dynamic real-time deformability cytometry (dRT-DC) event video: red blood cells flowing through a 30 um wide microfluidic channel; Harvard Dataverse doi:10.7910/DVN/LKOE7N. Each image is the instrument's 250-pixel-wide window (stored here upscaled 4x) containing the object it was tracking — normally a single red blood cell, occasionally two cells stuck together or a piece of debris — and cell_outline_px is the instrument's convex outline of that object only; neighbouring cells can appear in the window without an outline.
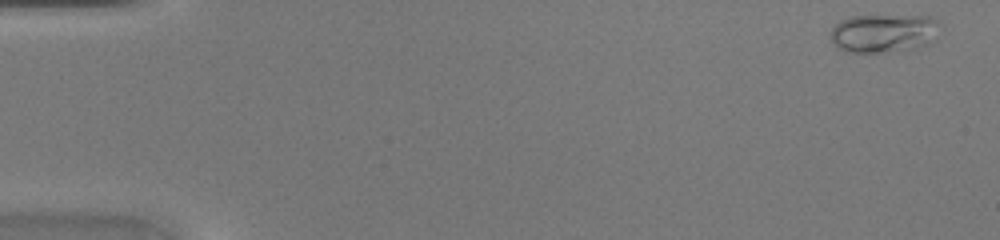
{"species": "common noctule bat (a hibernating species)", "species_latin": "Nyctalus noctula", "temperature_condition": "warm", "stored_images_in_passage": 46, "camera_frame_rate_fps": 3000, "um_per_image_px": 0.085, "animal": {"sex": "female", "body_mass_g": 20.0, "forearm_length_mm": 54.0}, "frame": {"image": 1, "passage_image": 2, "time_ms": 0.333, "image_size_px": [1000, 240], "cell_outline_px": [[936, 24], [928, 44], [916, 48], [884, 52], [844, 52], [836, 48], [832, 44], [828, 36], [828, 32], [840, 20], [848, 16], [928, 16], [936, 20]], "centroid_in_image_um": [74.93, 2.83], "position_along_channel_um": 10.1, "area_um2": 24.33}}
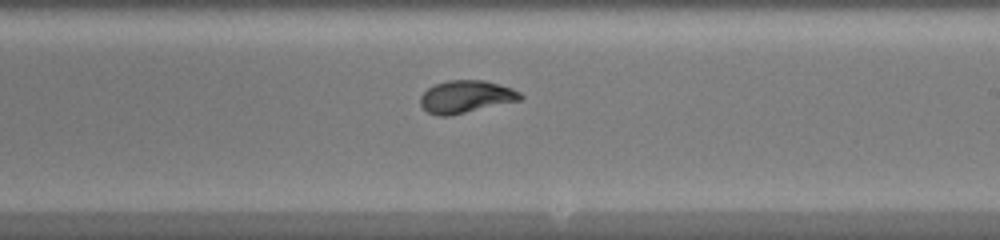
{"frame": {"image": 2, "passage_image": 28, "time_ms": 9.0, "image_size_px": [1000, 240], "cell_outline_px": [[524, 96], [520, 100], [448, 116], [436, 116], [428, 112], [420, 104], [420, 96], [428, 88], [436, 84], [448, 80], [484, 80], [512, 88], [520, 92]], "centroid_in_image_um": [39.59, 8.22], "position_along_channel_um": 249.4, "area_um2": 18.79}}
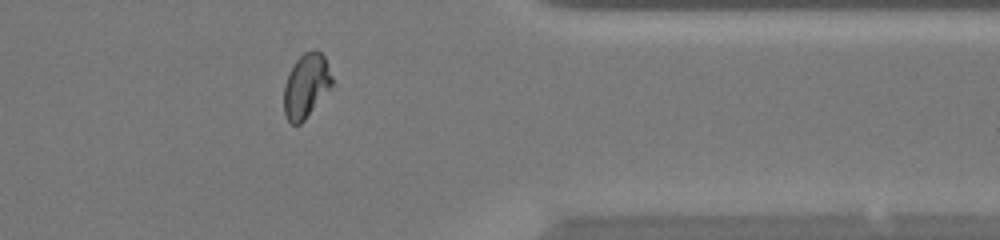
{"frame": {"image": 3, "passage_image": 38, "time_ms": 12.333, "image_size_px": [1000, 240], "cell_outline_px": [[332, 84], [304, 120], [300, 124], [292, 124], [284, 116], [284, 84], [288, 72], [292, 64], [304, 52], [316, 48], [324, 56], [332, 76]], "centroid_in_image_um": [25.98, 7.25], "position_along_channel_um": 385.4, "area_um2": 17.86}}